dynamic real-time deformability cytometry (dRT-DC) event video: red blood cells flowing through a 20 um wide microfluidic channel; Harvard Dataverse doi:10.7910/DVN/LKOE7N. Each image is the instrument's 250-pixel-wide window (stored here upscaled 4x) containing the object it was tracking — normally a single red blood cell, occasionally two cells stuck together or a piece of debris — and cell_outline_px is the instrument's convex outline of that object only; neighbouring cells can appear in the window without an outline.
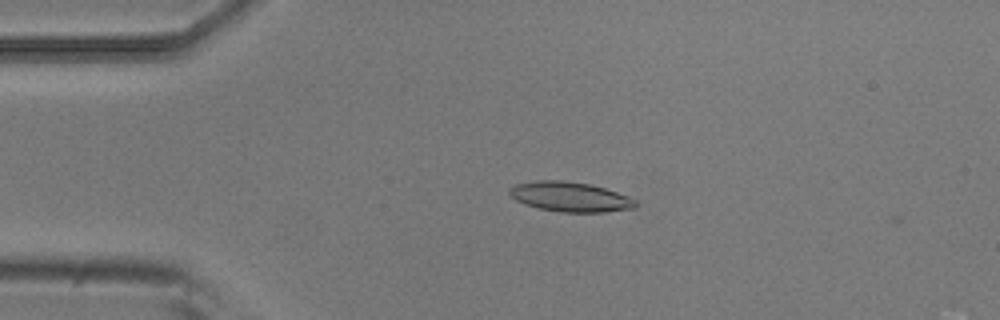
{"species": "common noctule bat (a hibernating species)", "species_latin": "Nyctalus noctula", "temperature_condition": "room temperature", "stored_images_in_passage": 2, "camera_frame_rate_fps": 3000, "um_per_image_px": 0.085, "animal": {"sex": "male", "body_mass_g": 20.5, "forearm_length_mm": 52.5}, "frame": {"image": 1, "passage_image": 1, "time_ms": 0.0, "image_size_px": [1000, 320], "cell_outline_px": [[636, 208], [604, 212], [560, 212], [540, 208], [524, 204], [516, 200], [508, 192], [508, 188], [516, 184], [536, 180], [564, 180], [592, 184], [628, 196], [636, 200]], "centroid_in_image_um": [48.45, 16.72], "position_along_channel_um": 36.5, "area_um2": 21.96}}